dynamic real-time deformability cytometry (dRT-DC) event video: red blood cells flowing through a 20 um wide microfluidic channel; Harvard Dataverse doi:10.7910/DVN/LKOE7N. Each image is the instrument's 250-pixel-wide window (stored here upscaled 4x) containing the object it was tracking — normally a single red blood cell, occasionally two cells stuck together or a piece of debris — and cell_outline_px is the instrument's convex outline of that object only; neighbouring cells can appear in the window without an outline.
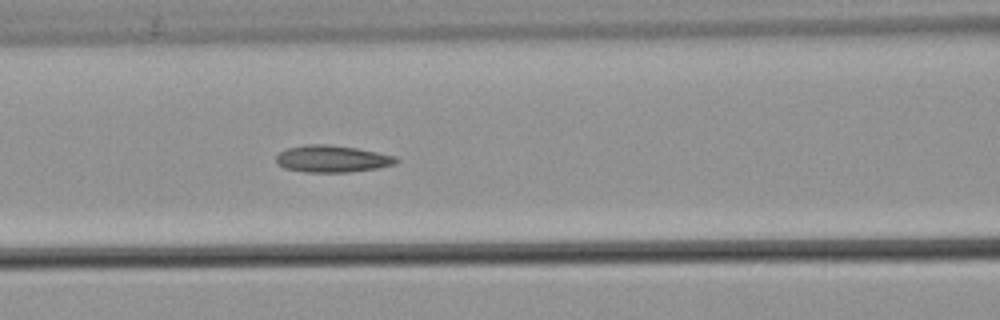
{"species": "common noctule bat (a hibernating species)", "species_latin": "Nyctalus noctula", "temperature_condition": "warm", "stored_images_in_passage": 53, "camera_frame_rate_fps": 3000, "um_per_image_px": 0.085, "animal": {"sex": "male", "body_mass_g": 21.5, "forearm_length_mm": 52.0}, "frame": {"image": 1, "passage_image": 23, "time_ms": 7.333, "image_size_px": [1000, 320], "cell_outline_px": [[400, 160], [396, 164], [376, 168], [348, 172], [304, 172], [284, 168], [276, 164], [276, 156], [284, 148], [304, 144], [328, 144], [356, 148], [396, 156]], "centroid_in_image_um": [28.19, 13.49], "position_along_channel_um": 138.4, "area_um2": 19.02}, "authors_computed_cell_mechanics": {"area_um2": 18.4382, "velocity_mm_per_s": 3.8138, "shape_relaxation_time_tau1_ms": null, "shape_relaxation_time_tau2_ms": 4.4361, "deformation_change_tau1": null, "deformation_change_tau2": 0.1319}}